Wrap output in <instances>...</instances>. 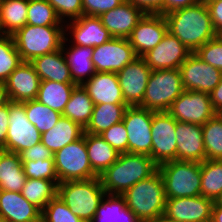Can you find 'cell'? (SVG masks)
Returning a JSON list of instances; mask_svg holds the SVG:
<instances>
[{
	"label": "cell",
	"mask_w": 222,
	"mask_h": 222,
	"mask_svg": "<svg viewBox=\"0 0 222 222\" xmlns=\"http://www.w3.org/2000/svg\"><path fill=\"white\" fill-rule=\"evenodd\" d=\"M96 104H126L119 85L117 73L96 72L82 84Z\"/></svg>",
	"instance_id": "obj_23"
},
{
	"label": "cell",
	"mask_w": 222,
	"mask_h": 222,
	"mask_svg": "<svg viewBox=\"0 0 222 222\" xmlns=\"http://www.w3.org/2000/svg\"><path fill=\"white\" fill-rule=\"evenodd\" d=\"M54 163L59 183L98 177L89 162L85 132L80 139L57 151L54 154Z\"/></svg>",
	"instance_id": "obj_8"
},
{
	"label": "cell",
	"mask_w": 222,
	"mask_h": 222,
	"mask_svg": "<svg viewBox=\"0 0 222 222\" xmlns=\"http://www.w3.org/2000/svg\"><path fill=\"white\" fill-rule=\"evenodd\" d=\"M9 102L5 82L0 81V107L6 105Z\"/></svg>",
	"instance_id": "obj_54"
},
{
	"label": "cell",
	"mask_w": 222,
	"mask_h": 222,
	"mask_svg": "<svg viewBox=\"0 0 222 222\" xmlns=\"http://www.w3.org/2000/svg\"><path fill=\"white\" fill-rule=\"evenodd\" d=\"M214 110L219 113L222 111V78L219 84L209 94Z\"/></svg>",
	"instance_id": "obj_52"
},
{
	"label": "cell",
	"mask_w": 222,
	"mask_h": 222,
	"mask_svg": "<svg viewBox=\"0 0 222 222\" xmlns=\"http://www.w3.org/2000/svg\"><path fill=\"white\" fill-rule=\"evenodd\" d=\"M220 117H221V119H222V111L221 112H219V113H217Z\"/></svg>",
	"instance_id": "obj_60"
},
{
	"label": "cell",
	"mask_w": 222,
	"mask_h": 222,
	"mask_svg": "<svg viewBox=\"0 0 222 222\" xmlns=\"http://www.w3.org/2000/svg\"><path fill=\"white\" fill-rule=\"evenodd\" d=\"M24 108L27 119L41 134L52 129L62 117L61 113L50 109L36 99L24 102Z\"/></svg>",
	"instance_id": "obj_37"
},
{
	"label": "cell",
	"mask_w": 222,
	"mask_h": 222,
	"mask_svg": "<svg viewBox=\"0 0 222 222\" xmlns=\"http://www.w3.org/2000/svg\"><path fill=\"white\" fill-rule=\"evenodd\" d=\"M91 222H141L126 206L122 195L106 194Z\"/></svg>",
	"instance_id": "obj_29"
},
{
	"label": "cell",
	"mask_w": 222,
	"mask_h": 222,
	"mask_svg": "<svg viewBox=\"0 0 222 222\" xmlns=\"http://www.w3.org/2000/svg\"><path fill=\"white\" fill-rule=\"evenodd\" d=\"M41 222H85L56 195L42 210Z\"/></svg>",
	"instance_id": "obj_41"
},
{
	"label": "cell",
	"mask_w": 222,
	"mask_h": 222,
	"mask_svg": "<svg viewBox=\"0 0 222 222\" xmlns=\"http://www.w3.org/2000/svg\"><path fill=\"white\" fill-rule=\"evenodd\" d=\"M138 56L128 39L112 38L100 46L93 47V61L96 72L117 73Z\"/></svg>",
	"instance_id": "obj_13"
},
{
	"label": "cell",
	"mask_w": 222,
	"mask_h": 222,
	"mask_svg": "<svg viewBox=\"0 0 222 222\" xmlns=\"http://www.w3.org/2000/svg\"><path fill=\"white\" fill-rule=\"evenodd\" d=\"M106 195L99 177L66 181L57 185V196L85 222H91Z\"/></svg>",
	"instance_id": "obj_4"
},
{
	"label": "cell",
	"mask_w": 222,
	"mask_h": 222,
	"mask_svg": "<svg viewBox=\"0 0 222 222\" xmlns=\"http://www.w3.org/2000/svg\"><path fill=\"white\" fill-rule=\"evenodd\" d=\"M216 38L222 42V28L216 31Z\"/></svg>",
	"instance_id": "obj_57"
},
{
	"label": "cell",
	"mask_w": 222,
	"mask_h": 222,
	"mask_svg": "<svg viewBox=\"0 0 222 222\" xmlns=\"http://www.w3.org/2000/svg\"><path fill=\"white\" fill-rule=\"evenodd\" d=\"M222 193V160L201 163V195L213 201Z\"/></svg>",
	"instance_id": "obj_36"
},
{
	"label": "cell",
	"mask_w": 222,
	"mask_h": 222,
	"mask_svg": "<svg viewBox=\"0 0 222 222\" xmlns=\"http://www.w3.org/2000/svg\"><path fill=\"white\" fill-rule=\"evenodd\" d=\"M166 199L201 195V163L171 160L158 165Z\"/></svg>",
	"instance_id": "obj_6"
},
{
	"label": "cell",
	"mask_w": 222,
	"mask_h": 222,
	"mask_svg": "<svg viewBox=\"0 0 222 222\" xmlns=\"http://www.w3.org/2000/svg\"><path fill=\"white\" fill-rule=\"evenodd\" d=\"M176 123L167 111L153 113L151 158L158 165L177 160Z\"/></svg>",
	"instance_id": "obj_12"
},
{
	"label": "cell",
	"mask_w": 222,
	"mask_h": 222,
	"mask_svg": "<svg viewBox=\"0 0 222 222\" xmlns=\"http://www.w3.org/2000/svg\"><path fill=\"white\" fill-rule=\"evenodd\" d=\"M61 48L70 68L73 82L76 85H82L96 73L91 60L93 47L72 45L71 43L67 45L66 38L64 37Z\"/></svg>",
	"instance_id": "obj_25"
},
{
	"label": "cell",
	"mask_w": 222,
	"mask_h": 222,
	"mask_svg": "<svg viewBox=\"0 0 222 222\" xmlns=\"http://www.w3.org/2000/svg\"><path fill=\"white\" fill-rule=\"evenodd\" d=\"M99 135L119 154L128 152V132L123 121L112 125Z\"/></svg>",
	"instance_id": "obj_44"
},
{
	"label": "cell",
	"mask_w": 222,
	"mask_h": 222,
	"mask_svg": "<svg viewBox=\"0 0 222 222\" xmlns=\"http://www.w3.org/2000/svg\"><path fill=\"white\" fill-rule=\"evenodd\" d=\"M6 150L3 147H0V158L2 156V154L5 152Z\"/></svg>",
	"instance_id": "obj_59"
},
{
	"label": "cell",
	"mask_w": 222,
	"mask_h": 222,
	"mask_svg": "<svg viewBox=\"0 0 222 222\" xmlns=\"http://www.w3.org/2000/svg\"><path fill=\"white\" fill-rule=\"evenodd\" d=\"M9 128V102L0 107V147H4Z\"/></svg>",
	"instance_id": "obj_50"
},
{
	"label": "cell",
	"mask_w": 222,
	"mask_h": 222,
	"mask_svg": "<svg viewBox=\"0 0 222 222\" xmlns=\"http://www.w3.org/2000/svg\"><path fill=\"white\" fill-rule=\"evenodd\" d=\"M94 103L82 85H77L71 94L62 116L85 128L90 121Z\"/></svg>",
	"instance_id": "obj_34"
},
{
	"label": "cell",
	"mask_w": 222,
	"mask_h": 222,
	"mask_svg": "<svg viewBox=\"0 0 222 222\" xmlns=\"http://www.w3.org/2000/svg\"><path fill=\"white\" fill-rule=\"evenodd\" d=\"M176 121L204 125L217 112L208 93L184 91L167 111Z\"/></svg>",
	"instance_id": "obj_11"
},
{
	"label": "cell",
	"mask_w": 222,
	"mask_h": 222,
	"mask_svg": "<svg viewBox=\"0 0 222 222\" xmlns=\"http://www.w3.org/2000/svg\"><path fill=\"white\" fill-rule=\"evenodd\" d=\"M29 0H1L0 22L5 35H13L27 24Z\"/></svg>",
	"instance_id": "obj_33"
},
{
	"label": "cell",
	"mask_w": 222,
	"mask_h": 222,
	"mask_svg": "<svg viewBox=\"0 0 222 222\" xmlns=\"http://www.w3.org/2000/svg\"><path fill=\"white\" fill-rule=\"evenodd\" d=\"M144 13L163 14L165 0H127Z\"/></svg>",
	"instance_id": "obj_48"
},
{
	"label": "cell",
	"mask_w": 222,
	"mask_h": 222,
	"mask_svg": "<svg viewBox=\"0 0 222 222\" xmlns=\"http://www.w3.org/2000/svg\"><path fill=\"white\" fill-rule=\"evenodd\" d=\"M167 31L168 25L163 14L145 13L128 40L136 55L142 57L161 42Z\"/></svg>",
	"instance_id": "obj_17"
},
{
	"label": "cell",
	"mask_w": 222,
	"mask_h": 222,
	"mask_svg": "<svg viewBox=\"0 0 222 222\" xmlns=\"http://www.w3.org/2000/svg\"><path fill=\"white\" fill-rule=\"evenodd\" d=\"M3 35H5V34H4V31H3L2 27H1V22H0V37L3 36Z\"/></svg>",
	"instance_id": "obj_58"
},
{
	"label": "cell",
	"mask_w": 222,
	"mask_h": 222,
	"mask_svg": "<svg viewBox=\"0 0 222 222\" xmlns=\"http://www.w3.org/2000/svg\"><path fill=\"white\" fill-rule=\"evenodd\" d=\"M179 69L184 91L210 94L222 78V71L202 61L195 53H192Z\"/></svg>",
	"instance_id": "obj_14"
},
{
	"label": "cell",
	"mask_w": 222,
	"mask_h": 222,
	"mask_svg": "<svg viewBox=\"0 0 222 222\" xmlns=\"http://www.w3.org/2000/svg\"><path fill=\"white\" fill-rule=\"evenodd\" d=\"M144 14L140 8L125 0L120 6L101 14L99 18L113 38L128 39Z\"/></svg>",
	"instance_id": "obj_21"
},
{
	"label": "cell",
	"mask_w": 222,
	"mask_h": 222,
	"mask_svg": "<svg viewBox=\"0 0 222 222\" xmlns=\"http://www.w3.org/2000/svg\"><path fill=\"white\" fill-rule=\"evenodd\" d=\"M15 47L22 61L52 53L61 48L65 26H34L26 24L13 35Z\"/></svg>",
	"instance_id": "obj_5"
},
{
	"label": "cell",
	"mask_w": 222,
	"mask_h": 222,
	"mask_svg": "<svg viewBox=\"0 0 222 222\" xmlns=\"http://www.w3.org/2000/svg\"><path fill=\"white\" fill-rule=\"evenodd\" d=\"M83 133L84 128L78 123L62 116L52 129L41 134V142L55 154L64 146L80 139Z\"/></svg>",
	"instance_id": "obj_27"
},
{
	"label": "cell",
	"mask_w": 222,
	"mask_h": 222,
	"mask_svg": "<svg viewBox=\"0 0 222 222\" xmlns=\"http://www.w3.org/2000/svg\"><path fill=\"white\" fill-rule=\"evenodd\" d=\"M85 143L92 170L99 177L118 159L119 153L99 134L85 133Z\"/></svg>",
	"instance_id": "obj_28"
},
{
	"label": "cell",
	"mask_w": 222,
	"mask_h": 222,
	"mask_svg": "<svg viewBox=\"0 0 222 222\" xmlns=\"http://www.w3.org/2000/svg\"><path fill=\"white\" fill-rule=\"evenodd\" d=\"M27 24L34 26H65L47 0H29Z\"/></svg>",
	"instance_id": "obj_39"
},
{
	"label": "cell",
	"mask_w": 222,
	"mask_h": 222,
	"mask_svg": "<svg viewBox=\"0 0 222 222\" xmlns=\"http://www.w3.org/2000/svg\"><path fill=\"white\" fill-rule=\"evenodd\" d=\"M122 196L125 199L126 206L141 222L164 214L166 195L159 171L134 184Z\"/></svg>",
	"instance_id": "obj_3"
},
{
	"label": "cell",
	"mask_w": 222,
	"mask_h": 222,
	"mask_svg": "<svg viewBox=\"0 0 222 222\" xmlns=\"http://www.w3.org/2000/svg\"><path fill=\"white\" fill-rule=\"evenodd\" d=\"M23 169L27 178L46 179L53 181L56 185L59 184L54 159H46L43 161H24Z\"/></svg>",
	"instance_id": "obj_42"
},
{
	"label": "cell",
	"mask_w": 222,
	"mask_h": 222,
	"mask_svg": "<svg viewBox=\"0 0 222 222\" xmlns=\"http://www.w3.org/2000/svg\"><path fill=\"white\" fill-rule=\"evenodd\" d=\"M127 104H96L89 123L84 128L88 134H101L112 125L123 121Z\"/></svg>",
	"instance_id": "obj_31"
},
{
	"label": "cell",
	"mask_w": 222,
	"mask_h": 222,
	"mask_svg": "<svg viewBox=\"0 0 222 222\" xmlns=\"http://www.w3.org/2000/svg\"><path fill=\"white\" fill-rule=\"evenodd\" d=\"M158 171V164L148 155L121 153L118 159L100 176L106 194L122 195L137 182Z\"/></svg>",
	"instance_id": "obj_2"
},
{
	"label": "cell",
	"mask_w": 222,
	"mask_h": 222,
	"mask_svg": "<svg viewBox=\"0 0 222 222\" xmlns=\"http://www.w3.org/2000/svg\"><path fill=\"white\" fill-rule=\"evenodd\" d=\"M12 35L0 37V81L5 82L10 74L22 63Z\"/></svg>",
	"instance_id": "obj_40"
},
{
	"label": "cell",
	"mask_w": 222,
	"mask_h": 222,
	"mask_svg": "<svg viewBox=\"0 0 222 222\" xmlns=\"http://www.w3.org/2000/svg\"><path fill=\"white\" fill-rule=\"evenodd\" d=\"M168 32L176 36L192 53L216 37V31L204 1L164 14Z\"/></svg>",
	"instance_id": "obj_1"
},
{
	"label": "cell",
	"mask_w": 222,
	"mask_h": 222,
	"mask_svg": "<svg viewBox=\"0 0 222 222\" xmlns=\"http://www.w3.org/2000/svg\"><path fill=\"white\" fill-rule=\"evenodd\" d=\"M26 179L19 154L5 151L0 158V190L21 192Z\"/></svg>",
	"instance_id": "obj_30"
},
{
	"label": "cell",
	"mask_w": 222,
	"mask_h": 222,
	"mask_svg": "<svg viewBox=\"0 0 222 222\" xmlns=\"http://www.w3.org/2000/svg\"><path fill=\"white\" fill-rule=\"evenodd\" d=\"M39 142H41V133L27 119L24 102L9 101V128L3 148L8 152L19 154Z\"/></svg>",
	"instance_id": "obj_9"
},
{
	"label": "cell",
	"mask_w": 222,
	"mask_h": 222,
	"mask_svg": "<svg viewBox=\"0 0 222 222\" xmlns=\"http://www.w3.org/2000/svg\"><path fill=\"white\" fill-rule=\"evenodd\" d=\"M125 0H82L83 15L97 16L120 6Z\"/></svg>",
	"instance_id": "obj_46"
},
{
	"label": "cell",
	"mask_w": 222,
	"mask_h": 222,
	"mask_svg": "<svg viewBox=\"0 0 222 222\" xmlns=\"http://www.w3.org/2000/svg\"><path fill=\"white\" fill-rule=\"evenodd\" d=\"M145 222H177V221L167 217L165 214H162Z\"/></svg>",
	"instance_id": "obj_55"
},
{
	"label": "cell",
	"mask_w": 222,
	"mask_h": 222,
	"mask_svg": "<svg viewBox=\"0 0 222 222\" xmlns=\"http://www.w3.org/2000/svg\"><path fill=\"white\" fill-rule=\"evenodd\" d=\"M194 53L202 61L222 71V42L216 37L207 41Z\"/></svg>",
	"instance_id": "obj_43"
},
{
	"label": "cell",
	"mask_w": 222,
	"mask_h": 222,
	"mask_svg": "<svg viewBox=\"0 0 222 222\" xmlns=\"http://www.w3.org/2000/svg\"><path fill=\"white\" fill-rule=\"evenodd\" d=\"M30 63L41 81L51 80L61 83H74L62 48L36 57Z\"/></svg>",
	"instance_id": "obj_26"
},
{
	"label": "cell",
	"mask_w": 222,
	"mask_h": 222,
	"mask_svg": "<svg viewBox=\"0 0 222 222\" xmlns=\"http://www.w3.org/2000/svg\"><path fill=\"white\" fill-rule=\"evenodd\" d=\"M213 206H222V193L217 197V199L214 201Z\"/></svg>",
	"instance_id": "obj_56"
},
{
	"label": "cell",
	"mask_w": 222,
	"mask_h": 222,
	"mask_svg": "<svg viewBox=\"0 0 222 222\" xmlns=\"http://www.w3.org/2000/svg\"><path fill=\"white\" fill-rule=\"evenodd\" d=\"M215 31L222 28V0L205 1Z\"/></svg>",
	"instance_id": "obj_49"
},
{
	"label": "cell",
	"mask_w": 222,
	"mask_h": 222,
	"mask_svg": "<svg viewBox=\"0 0 222 222\" xmlns=\"http://www.w3.org/2000/svg\"><path fill=\"white\" fill-rule=\"evenodd\" d=\"M65 38L68 44L96 47L108 42L113 37L103 26L99 17L83 15L65 23Z\"/></svg>",
	"instance_id": "obj_18"
},
{
	"label": "cell",
	"mask_w": 222,
	"mask_h": 222,
	"mask_svg": "<svg viewBox=\"0 0 222 222\" xmlns=\"http://www.w3.org/2000/svg\"><path fill=\"white\" fill-rule=\"evenodd\" d=\"M40 83L32 64L23 61L5 81L9 101L23 103L36 99Z\"/></svg>",
	"instance_id": "obj_20"
},
{
	"label": "cell",
	"mask_w": 222,
	"mask_h": 222,
	"mask_svg": "<svg viewBox=\"0 0 222 222\" xmlns=\"http://www.w3.org/2000/svg\"><path fill=\"white\" fill-rule=\"evenodd\" d=\"M151 72L140 56L117 72L122 95L128 106H139L142 103Z\"/></svg>",
	"instance_id": "obj_16"
},
{
	"label": "cell",
	"mask_w": 222,
	"mask_h": 222,
	"mask_svg": "<svg viewBox=\"0 0 222 222\" xmlns=\"http://www.w3.org/2000/svg\"><path fill=\"white\" fill-rule=\"evenodd\" d=\"M200 1L202 0H165L164 14L195 5L199 3Z\"/></svg>",
	"instance_id": "obj_51"
},
{
	"label": "cell",
	"mask_w": 222,
	"mask_h": 222,
	"mask_svg": "<svg viewBox=\"0 0 222 222\" xmlns=\"http://www.w3.org/2000/svg\"><path fill=\"white\" fill-rule=\"evenodd\" d=\"M65 24L83 16L82 0H47Z\"/></svg>",
	"instance_id": "obj_45"
},
{
	"label": "cell",
	"mask_w": 222,
	"mask_h": 222,
	"mask_svg": "<svg viewBox=\"0 0 222 222\" xmlns=\"http://www.w3.org/2000/svg\"><path fill=\"white\" fill-rule=\"evenodd\" d=\"M153 111L140 106H128L123 123L128 132V152L151 157Z\"/></svg>",
	"instance_id": "obj_10"
},
{
	"label": "cell",
	"mask_w": 222,
	"mask_h": 222,
	"mask_svg": "<svg viewBox=\"0 0 222 222\" xmlns=\"http://www.w3.org/2000/svg\"><path fill=\"white\" fill-rule=\"evenodd\" d=\"M41 213L21 192L0 190V217L5 222H41Z\"/></svg>",
	"instance_id": "obj_24"
},
{
	"label": "cell",
	"mask_w": 222,
	"mask_h": 222,
	"mask_svg": "<svg viewBox=\"0 0 222 222\" xmlns=\"http://www.w3.org/2000/svg\"><path fill=\"white\" fill-rule=\"evenodd\" d=\"M21 194L27 201L42 211L57 195V185L46 179L27 178Z\"/></svg>",
	"instance_id": "obj_35"
},
{
	"label": "cell",
	"mask_w": 222,
	"mask_h": 222,
	"mask_svg": "<svg viewBox=\"0 0 222 222\" xmlns=\"http://www.w3.org/2000/svg\"><path fill=\"white\" fill-rule=\"evenodd\" d=\"M177 160L202 163L205 160L202 125L176 123Z\"/></svg>",
	"instance_id": "obj_22"
},
{
	"label": "cell",
	"mask_w": 222,
	"mask_h": 222,
	"mask_svg": "<svg viewBox=\"0 0 222 222\" xmlns=\"http://www.w3.org/2000/svg\"><path fill=\"white\" fill-rule=\"evenodd\" d=\"M206 160H222V119L216 114L202 125Z\"/></svg>",
	"instance_id": "obj_38"
},
{
	"label": "cell",
	"mask_w": 222,
	"mask_h": 222,
	"mask_svg": "<svg viewBox=\"0 0 222 222\" xmlns=\"http://www.w3.org/2000/svg\"><path fill=\"white\" fill-rule=\"evenodd\" d=\"M211 222H222V206H213Z\"/></svg>",
	"instance_id": "obj_53"
},
{
	"label": "cell",
	"mask_w": 222,
	"mask_h": 222,
	"mask_svg": "<svg viewBox=\"0 0 222 222\" xmlns=\"http://www.w3.org/2000/svg\"><path fill=\"white\" fill-rule=\"evenodd\" d=\"M183 92L180 69L152 70L139 106L153 112H166Z\"/></svg>",
	"instance_id": "obj_7"
},
{
	"label": "cell",
	"mask_w": 222,
	"mask_h": 222,
	"mask_svg": "<svg viewBox=\"0 0 222 222\" xmlns=\"http://www.w3.org/2000/svg\"><path fill=\"white\" fill-rule=\"evenodd\" d=\"M21 162L24 161H38V160H46V159H54V154L51 150H49L42 142L35 144L33 147H30L26 150H23L19 153Z\"/></svg>",
	"instance_id": "obj_47"
},
{
	"label": "cell",
	"mask_w": 222,
	"mask_h": 222,
	"mask_svg": "<svg viewBox=\"0 0 222 222\" xmlns=\"http://www.w3.org/2000/svg\"><path fill=\"white\" fill-rule=\"evenodd\" d=\"M76 86L75 83L41 81L36 100L62 114Z\"/></svg>",
	"instance_id": "obj_32"
},
{
	"label": "cell",
	"mask_w": 222,
	"mask_h": 222,
	"mask_svg": "<svg viewBox=\"0 0 222 222\" xmlns=\"http://www.w3.org/2000/svg\"><path fill=\"white\" fill-rule=\"evenodd\" d=\"M214 201L202 195L166 199L164 214L177 222H211Z\"/></svg>",
	"instance_id": "obj_19"
},
{
	"label": "cell",
	"mask_w": 222,
	"mask_h": 222,
	"mask_svg": "<svg viewBox=\"0 0 222 222\" xmlns=\"http://www.w3.org/2000/svg\"><path fill=\"white\" fill-rule=\"evenodd\" d=\"M192 52L167 31L161 42L142 57L151 70L179 69Z\"/></svg>",
	"instance_id": "obj_15"
}]
</instances>
